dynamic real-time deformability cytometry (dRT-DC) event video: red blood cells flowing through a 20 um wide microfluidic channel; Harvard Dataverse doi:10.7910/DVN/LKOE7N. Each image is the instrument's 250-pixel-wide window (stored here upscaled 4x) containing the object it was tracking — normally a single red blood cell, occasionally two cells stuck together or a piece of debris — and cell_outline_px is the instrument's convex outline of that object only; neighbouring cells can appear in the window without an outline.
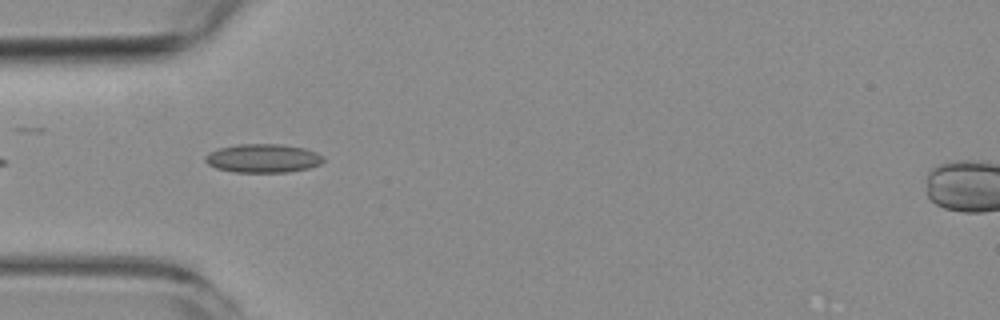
{"species": "common noctule bat (a hibernating species)", "species_latin": "Nyctalus noctula", "temperature_condition": "room temperature", "stored_images_in_passage": 7, "camera_frame_rate_fps": 3000, "um_per_image_px": 0.085, "animal": {"sex": "female", "body_mass_g": 19.3, "forearm_length_mm": 54.1}, "frame": {"image": 1, "passage_image": 5, "time_ms": 4.667, "image_size_px": [1000, 320], "cell_outline_px": [[324, 160], [320, 164], [308, 168], [288, 172], [232, 172], [216, 168], [208, 164], [204, 160], [204, 156], [208, 152], [220, 148], [240, 144], [280, 144], [304, 148], [316, 152], [324, 156]], "centroid_in_image_um": [22.34, 13.46], "position_along_channel_um": 62.7, "area_um2": 19.77}}
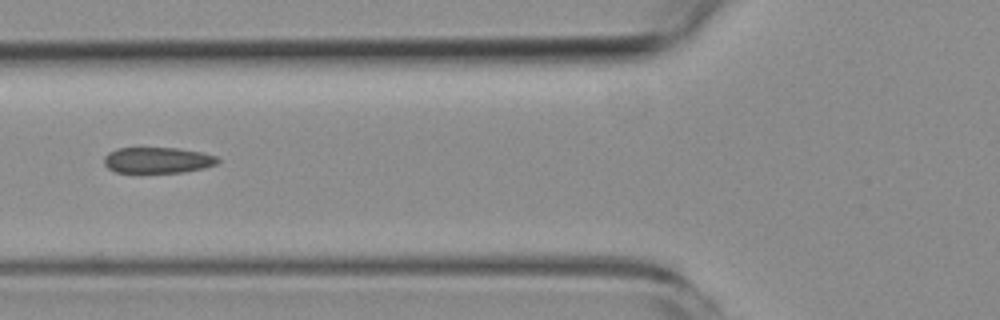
{"frame": {"image": 2, "passage_image": 6, "time_ms": 6.0, "image_size_px": [1000, 320], "cell_outline_px": [[220, 160], [216, 164], [204, 168], [184, 172], [140, 176], [136, 176], [116, 172], [108, 168], [104, 164], [104, 156], [108, 152], [116, 148], [176, 148], [200, 152], [216, 156]], "centroid_in_image_um": [13.32, 13.68], "position_along_channel_um": 112.5, "area_um2": 18.15}}
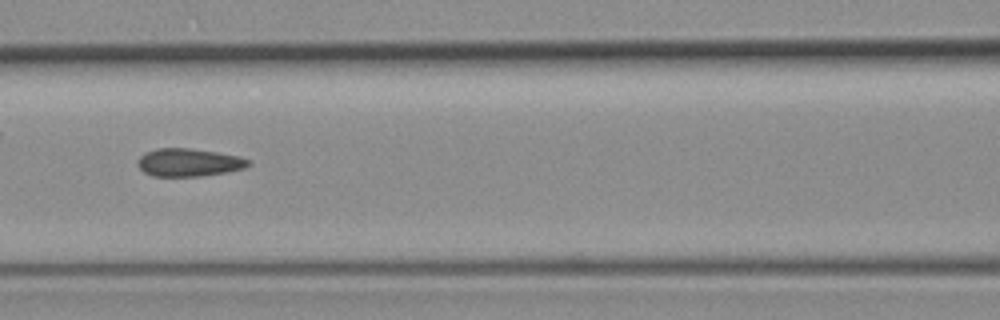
{"frame": {"image": 3, "passage_image": 7, "time_ms": 7.0, "image_size_px": [1000, 320], "cell_outline_px": [[252, 164], [244, 168], [224, 172], [200, 176], [152, 176], [144, 172], [136, 164], [136, 160], [144, 152], [156, 148], [192, 148], [216, 152], [236, 156], [248, 160]], "centroid_in_image_um": [15.98, 13.8], "position_along_channel_um": 150.6, "area_um2": 17.98}}